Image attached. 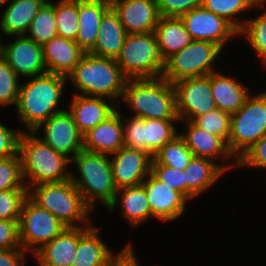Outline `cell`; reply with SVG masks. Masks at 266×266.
<instances>
[{
    "label": "cell",
    "instance_id": "obj_48",
    "mask_svg": "<svg viewBox=\"0 0 266 266\" xmlns=\"http://www.w3.org/2000/svg\"><path fill=\"white\" fill-rule=\"evenodd\" d=\"M137 262L132 244H129L116 255L109 266H139Z\"/></svg>",
    "mask_w": 266,
    "mask_h": 266
},
{
    "label": "cell",
    "instance_id": "obj_31",
    "mask_svg": "<svg viewBox=\"0 0 266 266\" xmlns=\"http://www.w3.org/2000/svg\"><path fill=\"white\" fill-rule=\"evenodd\" d=\"M57 35L54 3L47 0L33 19L25 36L43 46Z\"/></svg>",
    "mask_w": 266,
    "mask_h": 266
},
{
    "label": "cell",
    "instance_id": "obj_35",
    "mask_svg": "<svg viewBox=\"0 0 266 266\" xmlns=\"http://www.w3.org/2000/svg\"><path fill=\"white\" fill-rule=\"evenodd\" d=\"M58 36L75 41L79 30L78 0H60L54 3Z\"/></svg>",
    "mask_w": 266,
    "mask_h": 266
},
{
    "label": "cell",
    "instance_id": "obj_14",
    "mask_svg": "<svg viewBox=\"0 0 266 266\" xmlns=\"http://www.w3.org/2000/svg\"><path fill=\"white\" fill-rule=\"evenodd\" d=\"M113 155L110 164L117 190L140 185L151 173L153 158L145 151L123 146Z\"/></svg>",
    "mask_w": 266,
    "mask_h": 266
},
{
    "label": "cell",
    "instance_id": "obj_49",
    "mask_svg": "<svg viewBox=\"0 0 266 266\" xmlns=\"http://www.w3.org/2000/svg\"><path fill=\"white\" fill-rule=\"evenodd\" d=\"M3 50H4V44H2L1 38H0V59L3 58Z\"/></svg>",
    "mask_w": 266,
    "mask_h": 266
},
{
    "label": "cell",
    "instance_id": "obj_6",
    "mask_svg": "<svg viewBox=\"0 0 266 266\" xmlns=\"http://www.w3.org/2000/svg\"><path fill=\"white\" fill-rule=\"evenodd\" d=\"M28 197L39 207L52 213L66 227H80L75 225L76 221L85 226L93 225L88 220L92 209L84 202L82 194L71 180L31 186L28 188Z\"/></svg>",
    "mask_w": 266,
    "mask_h": 266
},
{
    "label": "cell",
    "instance_id": "obj_4",
    "mask_svg": "<svg viewBox=\"0 0 266 266\" xmlns=\"http://www.w3.org/2000/svg\"><path fill=\"white\" fill-rule=\"evenodd\" d=\"M143 119H179L174 84L163 77L127 80L122 98Z\"/></svg>",
    "mask_w": 266,
    "mask_h": 266
},
{
    "label": "cell",
    "instance_id": "obj_38",
    "mask_svg": "<svg viewBox=\"0 0 266 266\" xmlns=\"http://www.w3.org/2000/svg\"><path fill=\"white\" fill-rule=\"evenodd\" d=\"M28 189L25 185L20 154L0 159V191Z\"/></svg>",
    "mask_w": 266,
    "mask_h": 266
},
{
    "label": "cell",
    "instance_id": "obj_25",
    "mask_svg": "<svg viewBox=\"0 0 266 266\" xmlns=\"http://www.w3.org/2000/svg\"><path fill=\"white\" fill-rule=\"evenodd\" d=\"M47 0H12L0 20V30L6 36L26 35L27 31Z\"/></svg>",
    "mask_w": 266,
    "mask_h": 266
},
{
    "label": "cell",
    "instance_id": "obj_40",
    "mask_svg": "<svg viewBox=\"0 0 266 266\" xmlns=\"http://www.w3.org/2000/svg\"><path fill=\"white\" fill-rule=\"evenodd\" d=\"M19 77L4 58L0 59V105L16 106L20 88Z\"/></svg>",
    "mask_w": 266,
    "mask_h": 266
},
{
    "label": "cell",
    "instance_id": "obj_15",
    "mask_svg": "<svg viewBox=\"0 0 266 266\" xmlns=\"http://www.w3.org/2000/svg\"><path fill=\"white\" fill-rule=\"evenodd\" d=\"M110 5L127 34L154 32L161 18L157 0H114Z\"/></svg>",
    "mask_w": 266,
    "mask_h": 266
},
{
    "label": "cell",
    "instance_id": "obj_19",
    "mask_svg": "<svg viewBox=\"0 0 266 266\" xmlns=\"http://www.w3.org/2000/svg\"><path fill=\"white\" fill-rule=\"evenodd\" d=\"M123 146V121L117 109L83 135V150L88 152L114 154Z\"/></svg>",
    "mask_w": 266,
    "mask_h": 266
},
{
    "label": "cell",
    "instance_id": "obj_23",
    "mask_svg": "<svg viewBox=\"0 0 266 266\" xmlns=\"http://www.w3.org/2000/svg\"><path fill=\"white\" fill-rule=\"evenodd\" d=\"M232 167L234 166H221L212 162L209 158L193 156L184 169L186 198L190 200L203 191L208 190L226 170Z\"/></svg>",
    "mask_w": 266,
    "mask_h": 266
},
{
    "label": "cell",
    "instance_id": "obj_17",
    "mask_svg": "<svg viewBox=\"0 0 266 266\" xmlns=\"http://www.w3.org/2000/svg\"><path fill=\"white\" fill-rule=\"evenodd\" d=\"M145 187L152 216L163 221L177 219L188 199L177 190L158 180L150 173L142 183Z\"/></svg>",
    "mask_w": 266,
    "mask_h": 266
},
{
    "label": "cell",
    "instance_id": "obj_26",
    "mask_svg": "<svg viewBox=\"0 0 266 266\" xmlns=\"http://www.w3.org/2000/svg\"><path fill=\"white\" fill-rule=\"evenodd\" d=\"M99 27L97 40L90 54L116 59L121 52L127 32L112 8L103 15Z\"/></svg>",
    "mask_w": 266,
    "mask_h": 266
},
{
    "label": "cell",
    "instance_id": "obj_52",
    "mask_svg": "<svg viewBox=\"0 0 266 266\" xmlns=\"http://www.w3.org/2000/svg\"><path fill=\"white\" fill-rule=\"evenodd\" d=\"M104 1H107V2H110V3H111V2H113L114 0H104Z\"/></svg>",
    "mask_w": 266,
    "mask_h": 266
},
{
    "label": "cell",
    "instance_id": "obj_13",
    "mask_svg": "<svg viewBox=\"0 0 266 266\" xmlns=\"http://www.w3.org/2000/svg\"><path fill=\"white\" fill-rule=\"evenodd\" d=\"M180 19L192 40L213 42L222 50L233 35H239V31L225 18L202 6L181 15Z\"/></svg>",
    "mask_w": 266,
    "mask_h": 266
},
{
    "label": "cell",
    "instance_id": "obj_27",
    "mask_svg": "<svg viewBox=\"0 0 266 266\" xmlns=\"http://www.w3.org/2000/svg\"><path fill=\"white\" fill-rule=\"evenodd\" d=\"M187 132L179 135L184 139L186 146L192 151L195 157L209 158L212 161L216 158L232 159L226 142L219 136L208 133L196 126L192 121H187ZM219 157V158H218Z\"/></svg>",
    "mask_w": 266,
    "mask_h": 266
},
{
    "label": "cell",
    "instance_id": "obj_43",
    "mask_svg": "<svg viewBox=\"0 0 266 266\" xmlns=\"http://www.w3.org/2000/svg\"><path fill=\"white\" fill-rule=\"evenodd\" d=\"M203 0H157L161 17H180L194 8L202 6Z\"/></svg>",
    "mask_w": 266,
    "mask_h": 266
},
{
    "label": "cell",
    "instance_id": "obj_21",
    "mask_svg": "<svg viewBox=\"0 0 266 266\" xmlns=\"http://www.w3.org/2000/svg\"><path fill=\"white\" fill-rule=\"evenodd\" d=\"M108 100L103 97H89L75 93L69 112L82 135L95 128L118 108L116 104H108Z\"/></svg>",
    "mask_w": 266,
    "mask_h": 266
},
{
    "label": "cell",
    "instance_id": "obj_24",
    "mask_svg": "<svg viewBox=\"0 0 266 266\" xmlns=\"http://www.w3.org/2000/svg\"><path fill=\"white\" fill-rule=\"evenodd\" d=\"M249 89L219 71L211 73V93L216 108L221 111L237 112L250 95Z\"/></svg>",
    "mask_w": 266,
    "mask_h": 266
},
{
    "label": "cell",
    "instance_id": "obj_7",
    "mask_svg": "<svg viewBox=\"0 0 266 266\" xmlns=\"http://www.w3.org/2000/svg\"><path fill=\"white\" fill-rule=\"evenodd\" d=\"M116 62L128 80L162 77L165 67L155 32L127 34Z\"/></svg>",
    "mask_w": 266,
    "mask_h": 266
},
{
    "label": "cell",
    "instance_id": "obj_34",
    "mask_svg": "<svg viewBox=\"0 0 266 266\" xmlns=\"http://www.w3.org/2000/svg\"><path fill=\"white\" fill-rule=\"evenodd\" d=\"M264 5H256L253 0H203L202 7L213 12L214 14L225 18L238 31H240L244 23L236 18L238 14L248 11L251 8H260Z\"/></svg>",
    "mask_w": 266,
    "mask_h": 266
},
{
    "label": "cell",
    "instance_id": "obj_22",
    "mask_svg": "<svg viewBox=\"0 0 266 266\" xmlns=\"http://www.w3.org/2000/svg\"><path fill=\"white\" fill-rule=\"evenodd\" d=\"M42 52L47 72L66 77L84 54L75 41L58 35L42 46Z\"/></svg>",
    "mask_w": 266,
    "mask_h": 266
},
{
    "label": "cell",
    "instance_id": "obj_39",
    "mask_svg": "<svg viewBox=\"0 0 266 266\" xmlns=\"http://www.w3.org/2000/svg\"><path fill=\"white\" fill-rule=\"evenodd\" d=\"M28 189L0 191V220L19 221Z\"/></svg>",
    "mask_w": 266,
    "mask_h": 266
},
{
    "label": "cell",
    "instance_id": "obj_46",
    "mask_svg": "<svg viewBox=\"0 0 266 266\" xmlns=\"http://www.w3.org/2000/svg\"><path fill=\"white\" fill-rule=\"evenodd\" d=\"M21 248L18 221L0 220V250Z\"/></svg>",
    "mask_w": 266,
    "mask_h": 266
},
{
    "label": "cell",
    "instance_id": "obj_18",
    "mask_svg": "<svg viewBox=\"0 0 266 266\" xmlns=\"http://www.w3.org/2000/svg\"><path fill=\"white\" fill-rule=\"evenodd\" d=\"M91 226L67 227L52 241L44 244L33 255L36 256L40 266H71L79 238Z\"/></svg>",
    "mask_w": 266,
    "mask_h": 266
},
{
    "label": "cell",
    "instance_id": "obj_8",
    "mask_svg": "<svg viewBox=\"0 0 266 266\" xmlns=\"http://www.w3.org/2000/svg\"><path fill=\"white\" fill-rule=\"evenodd\" d=\"M264 134H266V91L257 95L250 94L244 105L231 114V133L226 144L233 155L235 167L237 160Z\"/></svg>",
    "mask_w": 266,
    "mask_h": 266
},
{
    "label": "cell",
    "instance_id": "obj_10",
    "mask_svg": "<svg viewBox=\"0 0 266 266\" xmlns=\"http://www.w3.org/2000/svg\"><path fill=\"white\" fill-rule=\"evenodd\" d=\"M18 228L21 248L34 254L67 227L52 213L27 197L22 206Z\"/></svg>",
    "mask_w": 266,
    "mask_h": 266
},
{
    "label": "cell",
    "instance_id": "obj_12",
    "mask_svg": "<svg viewBox=\"0 0 266 266\" xmlns=\"http://www.w3.org/2000/svg\"><path fill=\"white\" fill-rule=\"evenodd\" d=\"M42 127L44 135L40 139L70 160L83 149V135L78 131L69 111L63 110L53 114L33 132L38 135L37 131Z\"/></svg>",
    "mask_w": 266,
    "mask_h": 266
},
{
    "label": "cell",
    "instance_id": "obj_44",
    "mask_svg": "<svg viewBox=\"0 0 266 266\" xmlns=\"http://www.w3.org/2000/svg\"><path fill=\"white\" fill-rule=\"evenodd\" d=\"M237 166L266 168V134L237 160Z\"/></svg>",
    "mask_w": 266,
    "mask_h": 266
},
{
    "label": "cell",
    "instance_id": "obj_2",
    "mask_svg": "<svg viewBox=\"0 0 266 266\" xmlns=\"http://www.w3.org/2000/svg\"><path fill=\"white\" fill-rule=\"evenodd\" d=\"M74 83L79 95L107 97L112 101L122 98L127 78L116 59L84 53L78 64L66 77ZM115 99V100H114Z\"/></svg>",
    "mask_w": 266,
    "mask_h": 266
},
{
    "label": "cell",
    "instance_id": "obj_20",
    "mask_svg": "<svg viewBox=\"0 0 266 266\" xmlns=\"http://www.w3.org/2000/svg\"><path fill=\"white\" fill-rule=\"evenodd\" d=\"M111 8L104 0H78L79 30L75 42L84 53L95 46L103 15Z\"/></svg>",
    "mask_w": 266,
    "mask_h": 266
},
{
    "label": "cell",
    "instance_id": "obj_45",
    "mask_svg": "<svg viewBox=\"0 0 266 266\" xmlns=\"http://www.w3.org/2000/svg\"><path fill=\"white\" fill-rule=\"evenodd\" d=\"M22 132L9 129L0 122V159L19 154V141Z\"/></svg>",
    "mask_w": 266,
    "mask_h": 266
},
{
    "label": "cell",
    "instance_id": "obj_9",
    "mask_svg": "<svg viewBox=\"0 0 266 266\" xmlns=\"http://www.w3.org/2000/svg\"><path fill=\"white\" fill-rule=\"evenodd\" d=\"M221 51L213 42L193 40L165 61L162 77L174 84L187 78L207 76L216 72L213 62Z\"/></svg>",
    "mask_w": 266,
    "mask_h": 266
},
{
    "label": "cell",
    "instance_id": "obj_51",
    "mask_svg": "<svg viewBox=\"0 0 266 266\" xmlns=\"http://www.w3.org/2000/svg\"><path fill=\"white\" fill-rule=\"evenodd\" d=\"M7 1H9V0H0V6H1L2 4H5Z\"/></svg>",
    "mask_w": 266,
    "mask_h": 266
},
{
    "label": "cell",
    "instance_id": "obj_5",
    "mask_svg": "<svg viewBox=\"0 0 266 266\" xmlns=\"http://www.w3.org/2000/svg\"><path fill=\"white\" fill-rule=\"evenodd\" d=\"M109 155L81 150L72 159L77 175L71 173L70 180L82 194L84 202L92 209L98 199L109 207L114 201L117 188L114 184Z\"/></svg>",
    "mask_w": 266,
    "mask_h": 266
},
{
    "label": "cell",
    "instance_id": "obj_37",
    "mask_svg": "<svg viewBox=\"0 0 266 266\" xmlns=\"http://www.w3.org/2000/svg\"><path fill=\"white\" fill-rule=\"evenodd\" d=\"M239 34H244L255 53L264 61L266 59V11L255 19L244 21Z\"/></svg>",
    "mask_w": 266,
    "mask_h": 266
},
{
    "label": "cell",
    "instance_id": "obj_29",
    "mask_svg": "<svg viewBox=\"0 0 266 266\" xmlns=\"http://www.w3.org/2000/svg\"><path fill=\"white\" fill-rule=\"evenodd\" d=\"M154 32L164 62L193 41L180 17H161Z\"/></svg>",
    "mask_w": 266,
    "mask_h": 266
},
{
    "label": "cell",
    "instance_id": "obj_41",
    "mask_svg": "<svg viewBox=\"0 0 266 266\" xmlns=\"http://www.w3.org/2000/svg\"><path fill=\"white\" fill-rule=\"evenodd\" d=\"M122 121L124 146L146 152V119L137 116L125 119L122 114Z\"/></svg>",
    "mask_w": 266,
    "mask_h": 266
},
{
    "label": "cell",
    "instance_id": "obj_28",
    "mask_svg": "<svg viewBox=\"0 0 266 266\" xmlns=\"http://www.w3.org/2000/svg\"><path fill=\"white\" fill-rule=\"evenodd\" d=\"M118 202L120 207L122 206V215L133 225V228L153 217L143 184L118 189L114 201L106 208L108 212H112Z\"/></svg>",
    "mask_w": 266,
    "mask_h": 266
},
{
    "label": "cell",
    "instance_id": "obj_16",
    "mask_svg": "<svg viewBox=\"0 0 266 266\" xmlns=\"http://www.w3.org/2000/svg\"><path fill=\"white\" fill-rule=\"evenodd\" d=\"M3 58L18 76L34 77L47 73L42 46L25 35L4 45Z\"/></svg>",
    "mask_w": 266,
    "mask_h": 266
},
{
    "label": "cell",
    "instance_id": "obj_32",
    "mask_svg": "<svg viewBox=\"0 0 266 266\" xmlns=\"http://www.w3.org/2000/svg\"><path fill=\"white\" fill-rule=\"evenodd\" d=\"M193 156L184 139L178 134L152 157L151 164H161L184 170Z\"/></svg>",
    "mask_w": 266,
    "mask_h": 266
},
{
    "label": "cell",
    "instance_id": "obj_42",
    "mask_svg": "<svg viewBox=\"0 0 266 266\" xmlns=\"http://www.w3.org/2000/svg\"><path fill=\"white\" fill-rule=\"evenodd\" d=\"M151 173L161 182L182 193L186 197V181L184 170L165 166L161 164H151Z\"/></svg>",
    "mask_w": 266,
    "mask_h": 266
},
{
    "label": "cell",
    "instance_id": "obj_36",
    "mask_svg": "<svg viewBox=\"0 0 266 266\" xmlns=\"http://www.w3.org/2000/svg\"><path fill=\"white\" fill-rule=\"evenodd\" d=\"M192 122L208 133L221 137L227 143L231 133L230 113L216 108L206 114L196 117Z\"/></svg>",
    "mask_w": 266,
    "mask_h": 266
},
{
    "label": "cell",
    "instance_id": "obj_3",
    "mask_svg": "<svg viewBox=\"0 0 266 266\" xmlns=\"http://www.w3.org/2000/svg\"><path fill=\"white\" fill-rule=\"evenodd\" d=\"M34 132L23 131L19 141V154L22 172L27 188L41 183L62 182L70 180L71 173L67 166L71 160L56 152ZM29 183H26V179Z\"/></svg>",
    "mask_w": 266,
    "mask_h": 266
},
{
    "label": "cell",
    "instance_id": "obj_11",
    "mask_svg": "<svg viewBox=\"0 0 266 266\" xmlns=\"http://www.w3.org/2000/svg\"><path fill=\"white\" fill-rule=\"evenodd\" d=\"M179 121H193L216 105L211 93V74L174 83Z\"/></svg>",
    "mask_w": 266,
    "mask_h": 266
},
{
    "label": "cell",
    "instance_id": "obj_30",
    "mask_svg": "<svg viewBox=\"0 0 266 266\" xmlns=\"http://www.w3.org/2000/svg\"><path fill=\"white\" fill-rule=\"evenodd\" d=\"M98 228L91 226L78 240L71 266H109L116 256L98 237Z\"/></svg>",
    "mask_w": 266,
    "mask_h": 266
},
{
    "label": "cell",
    "instance_id": "obj_50",
    "mask_svg": "<svg viewBox=\"0 0 266 266\" xmlns=\"http://www.w3.org/2000/svg\"><path fill=\"white\" fill-rule=\"evenodd\" d=\"M256 5H264L266 0H253Z\"/></svg>",
    "mask_w": 266,
    "mask_h": 266
},
{
    "label": "cell",
    "instance_id": "obj_1",
    "mask_svg": "<svg viewBox=\"0 0 266 266\" xmlns=\"http://www.w3.org/2000/svg\"><path fill=\"white\" fill-rule=\"evenodd\" d=\"M20 84L16 110L27 132H33L41 123L55 113L63 93L66 76L44 73Z\"/></svg>",
    "mask_w": 266,
    "mask_h": 266
},
{
    "label": "cell",
    "instance_id": "obj_33",
    "mask_svg": "<svg viewBox=\"0 0 266 266\" xmlns=\"http://www.w3.org/2000/svg\"><path fill=\"white\" fill-rule=\"evenodd\" d=\"M179 119H146V153L152 157L176 135Z\"/></svg>",
    "mask_w": 266,
    "mask_h": 266
},
{
    "label": "cell",
    "instance_id": "obj_47",
    "mask_svg": "<svg viewBox=\"0 0 266 266\" xmlns=\"http://www.w3.org/2000/svg\"><path fill=\"white\" fill-rule=\"evenodd\" d=\"M25 253L22 248L0 250V266H23Z\"/></svg>",
    "mask_w": 266,
    "mask_h": 266
}]
</instances>
